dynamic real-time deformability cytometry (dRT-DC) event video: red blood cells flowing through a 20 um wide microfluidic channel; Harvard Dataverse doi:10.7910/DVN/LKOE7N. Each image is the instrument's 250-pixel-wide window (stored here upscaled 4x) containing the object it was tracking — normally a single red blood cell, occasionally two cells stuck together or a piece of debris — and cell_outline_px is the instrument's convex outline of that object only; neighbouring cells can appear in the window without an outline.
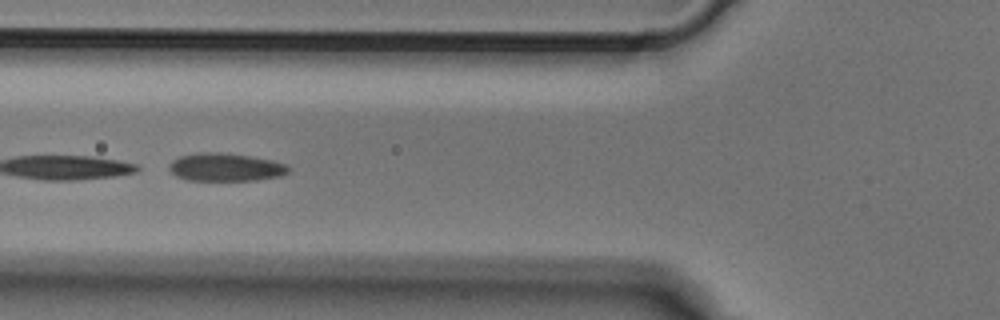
{"species": "Egyptian fruit bat (a non-hibernating species)", "species_latin": "Rousettus aegyptiacus", "temperature_condition": "cold", "stored_images_in_passage": 6, "camera_frame_rate_fps": 3000, "um_per_image_px": 0.085, "animal": {"sex": "male"}, "frame": {"image": 1, "passage_image": 3, "time_ms": 0.667, "image_size_px": [1000, 320], "cell_outline_px": [[288, 172], [280, 176], [256, 180], [188, 180], [176, 176], [168, 168], [168, 164], [172, 160], [180, 156], [196, 152], [220, 152], [252, 156], [272, 160], [288, 164]], "centroid_in_image_um": [19.15, 14.2], "position_along_channel_um": 106.6, "area_um2": 19.59}}
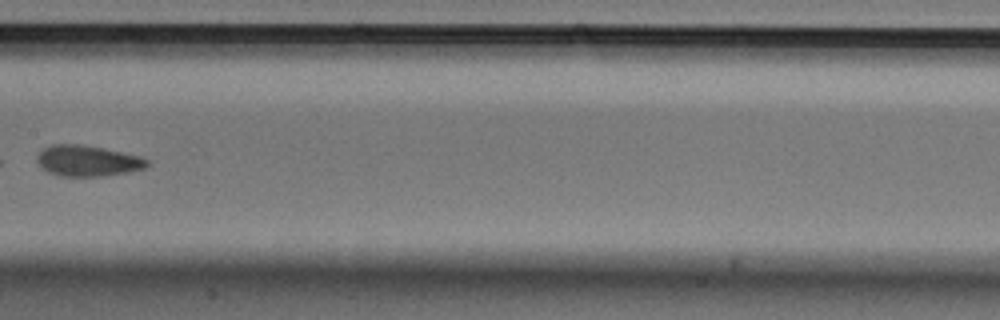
{"frame": {"image": 2, "passage_image": 5, "time_ms": 1.333, "image_size_px": [1000, 320], "cell_outline_px": [[152, 164], [144, 168], [128, 172], [104, 176], [60, 176], [48, 172], [40, 168], [36, 160], [36, 156], [44, 148], [52, 144], [80, 144], [144, 156]], "centroid_in_image_um": [7.46, 13.67], "position_along_channel_um": 199.9, "area_um2": 20.06}}
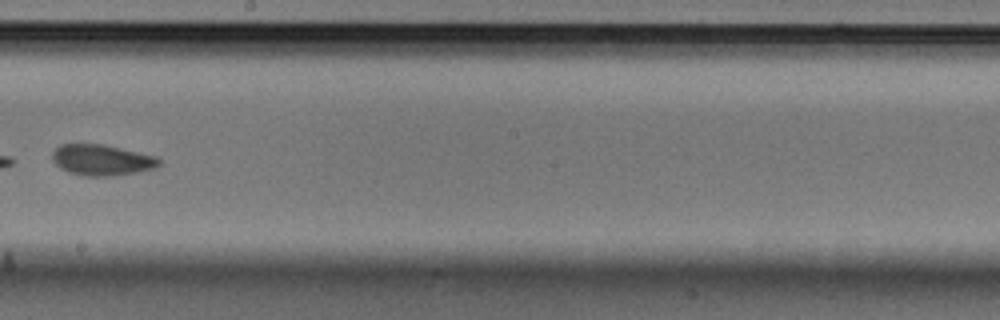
{"frame": {"image": 3, "passage_image": 6, "time_ms": 1.667, "image_size_px": [1000, 320], "cell_outline_px": [[160, 164], [156, 168], [140, 172], [116, 176], [84, 176], [68, 172], [60, 168], [52, 160], [52, 152], [60, 144], [104, 144], [156, 156], [160, 160]], "centroid_in_image_um": [8.66, 13.61], "position_along_channel_um": 239.5, "area_um2": 19.48}}